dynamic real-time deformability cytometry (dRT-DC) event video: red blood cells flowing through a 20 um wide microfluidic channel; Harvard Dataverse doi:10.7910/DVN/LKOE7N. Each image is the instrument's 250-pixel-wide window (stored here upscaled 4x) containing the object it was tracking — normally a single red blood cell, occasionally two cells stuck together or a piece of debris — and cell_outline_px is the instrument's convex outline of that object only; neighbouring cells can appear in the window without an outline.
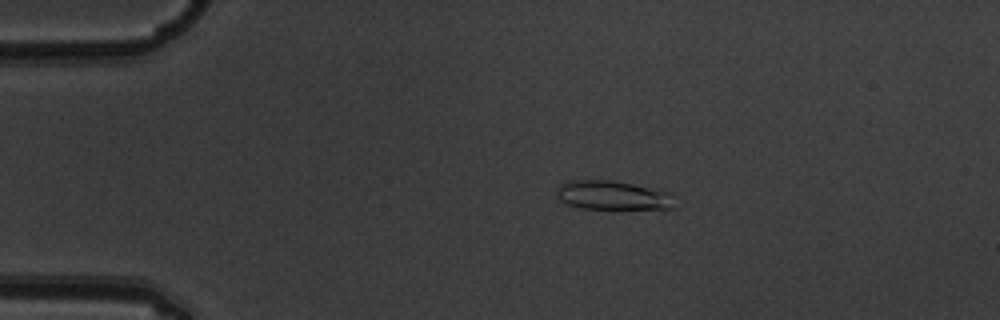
{"species": "common noctule bat (a hibernating species)", "species_latin": "Nyctalus noctula", "temperature_condition": "warm", "stored_images_in_passage": 4, "camera_frame_rate_fps": 3000, "um_per_image_px": 0.085, "animal": {"sex": "male", "body_mass_g": 19.5, "forearm_length_mm": 54.6}, "frame": {"image": 1, "passage_image": 3, "time_ms": 0.667, "image_size_px": [1000, 320], "cell_outline_px": [[676, 208], [612, 212], [580, 208], [568, 204], [560, 200], [556, 196], [556, 188], [560, 184], [568, 180], [612, 180], [660, 188], [672, 192]], "centroid_in_image_um": [52.17, 16.65], "position_along_channel_um": 32.8, "area_um2": 21.73}}